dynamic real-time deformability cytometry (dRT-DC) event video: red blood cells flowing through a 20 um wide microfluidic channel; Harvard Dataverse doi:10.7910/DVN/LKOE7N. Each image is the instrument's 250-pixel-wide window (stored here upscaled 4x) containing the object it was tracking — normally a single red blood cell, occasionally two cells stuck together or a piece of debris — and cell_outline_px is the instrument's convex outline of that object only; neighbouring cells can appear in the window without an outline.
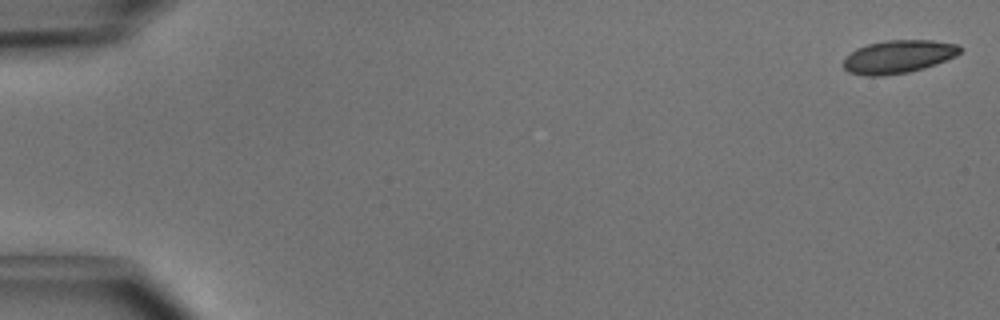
{"species": "common noctule bat (a hibernating species)", "species_latin": "Nyctalus noctula", "temperature_condition": "cold", "stored_images_in_passage": 50, "camera_frame_rate_fps": 3000, "um_per_image_px": 0.085, "animal": {"sex": "male", "body_mass_g": 15.6}, "frame": {"image": 1, "passage_image": 1, "time_ms": 0.0, "image_size_px": [1000, 320], "cell_outline_px": [[964, 48], [956, 56], [936, 64], [924, 68], [908, 72], [880, 76], [868, 76], [848, 72], [844, 68], [844, 60], [856, 48], [868, 44], [888, 40], [932, 40], [960, 44]], "centroid_in_image_um": [76.41, 4.81], "position_along_channel_um": 8.6, "area_um2": 22.48}}
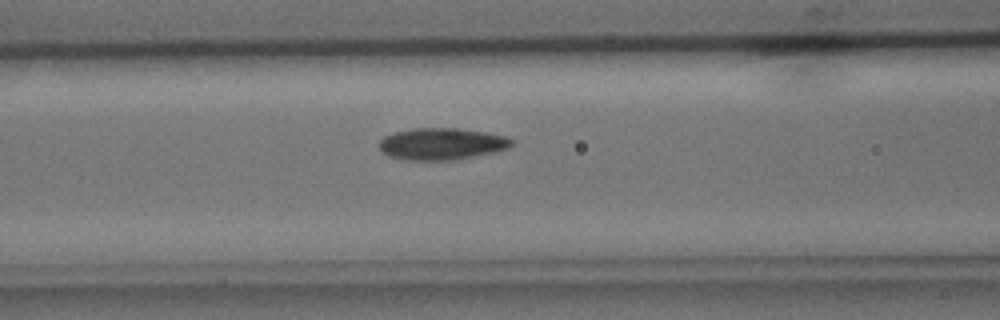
{"frame": {"image": 2, "passage_image": 21, "time_ms": 6.667, "image_size_px": [1000, 320], "cell_outline_px": [[512, 144], [508, 148], [496, 152], [452, 160], [404, 160], [388, 156], [380, 148], [380, 140], [384, 136], [396, 132], [412, 128], [456, 128], [484, 132], [504, 136], [512, 140]], "centroid_in_image_um": [37.53, 12.23], "position_along_channel_um": 129.1, "area_um2": 24.39}}
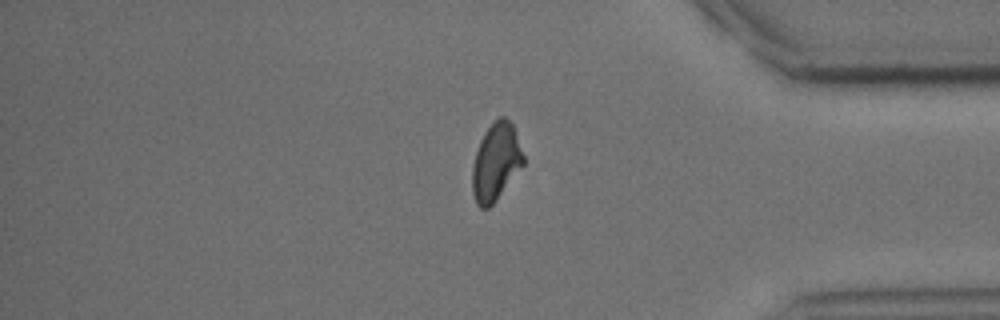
{"frame": {"image": 3, "passage_image": 42, "time_ms": 13.667, "image_size_px": [1000, 320], "cell_outline_px": [[524, 164], [496, 200], [488, 208], [480, 208], [476, 204], [472, 192], [472, 168], [476, 152], [480, 140], [484, 132], [500, 116], [504, 116], [512, 124], [524, 156]], "centroid_in_image_um": [42.13, 13.79], "position_along_channel_um": 393.1, "area_um2": 22.77}, "authors_computed_cell_mechanics": {"area_um2": 23.3512, "velocity_mm_per_s": 4.0411, "shape_relaxation_time_tau1_ms": 2.8599, "shape_relaxation_time_tau2_ms": 2.6161, "deformation_change_tau1": 0.1245, "deformation_change_tau2": 0.0691}}